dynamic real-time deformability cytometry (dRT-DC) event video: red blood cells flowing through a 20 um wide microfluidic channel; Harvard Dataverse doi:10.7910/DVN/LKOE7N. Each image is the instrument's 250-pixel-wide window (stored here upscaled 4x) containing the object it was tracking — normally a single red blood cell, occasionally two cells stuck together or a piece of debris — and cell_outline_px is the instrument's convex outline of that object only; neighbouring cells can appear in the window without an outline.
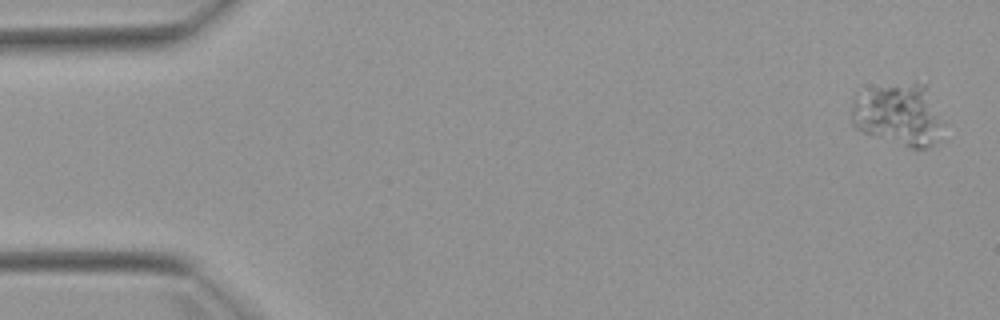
{"species": "Egyptian fruit bat (a non-hibernating species)", "species_latin": "Rousettus aegyptiacus", "temperature_condition": "warm", "stored_images_in_passage": 4, "camera_frame_rate_fps": 3000, "um_per_image_px": 0.085, "animal": {"sex": "female"}, "frame": {"image": 1, "passage_image": 1, "time_ms": 0.0, "image_size_px": [1000, 320], "cell_outline_px": [[944, 140], [924, 148], [908, 148], [864, 132], [856, 128], [852, 124], [852, 104], [856, 92], [916, 80], [928, 84], [944, 124]], "centroid_in_image_um": [76.47, 9.74], "position_along_channel_um": 8.5, "area_um2": 34.33}}
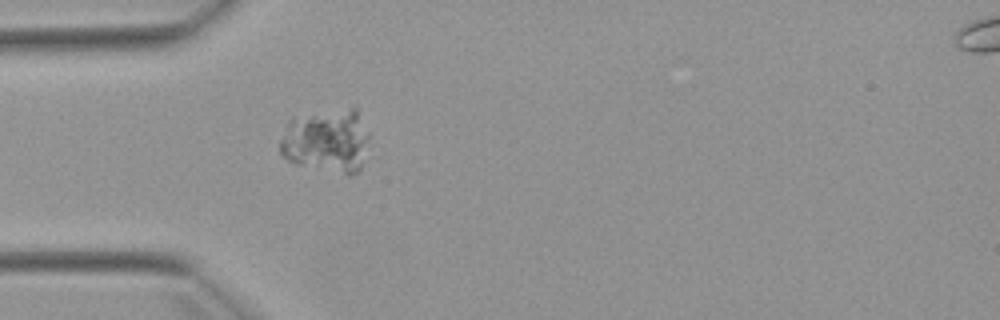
{"frame": {"image": 2, "passage_image": 4, "time_ms": 4.667, "image_size_px": [1000, 320], "cell_outline_px": [[368, 136], [360, 168], [356, 172], [348, 176], [296, 164], [288, 160], [280, 152], [280, 140], [288, 120], [292, 116], [356, 104], [368, 132]], "centroid_in_image_um": [27.76, 11.9], "position_along_channel_um": 57.2, "area_um2": 33.99}}